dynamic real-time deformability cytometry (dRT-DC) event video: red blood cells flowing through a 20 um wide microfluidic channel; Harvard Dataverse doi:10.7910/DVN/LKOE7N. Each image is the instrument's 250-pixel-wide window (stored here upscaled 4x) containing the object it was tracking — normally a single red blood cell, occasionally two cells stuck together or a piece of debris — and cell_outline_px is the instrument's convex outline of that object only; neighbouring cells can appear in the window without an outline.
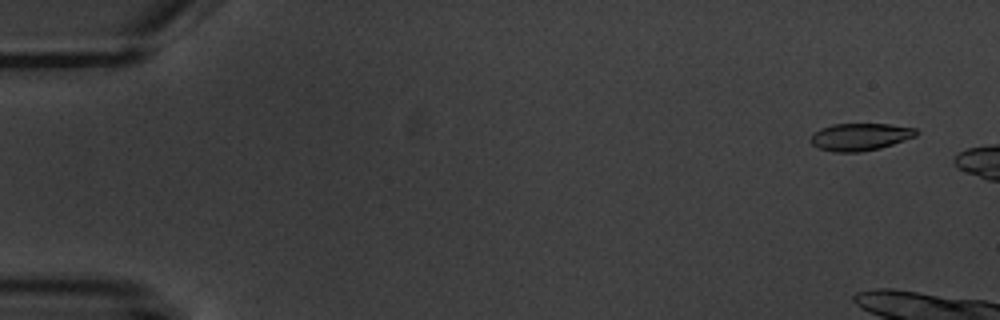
{"species": "common noctule bat (a hibernating species)", "species_latin": "Nyctalus noctula", "temperature_condition": "warm", "stored_images_in_passage": 6, "camera_frame_rate_fps": 3000, "um_per_image_px": 0.085, "animal": {"sex": "male", "body_mass_g": 20.1, "forearm_length_mm": 53.5}, "frame": {"image": 1, "passage_image": 1, "time_ms": 0.0, "image_size_px": [1000, 320], "cell_outline_px": [[920, 132], [916, 136], [880, 148], [860, 152], [832, 152], [820, 148], [812, 144], [808, 140], [812, 132], [820, 128], [832, 124], [888, 124], [916, 128]], "centroid_in_image_um": [73.07, 11.63], "position_along_channel_um": 11.9, "area_um2": 16.99}}